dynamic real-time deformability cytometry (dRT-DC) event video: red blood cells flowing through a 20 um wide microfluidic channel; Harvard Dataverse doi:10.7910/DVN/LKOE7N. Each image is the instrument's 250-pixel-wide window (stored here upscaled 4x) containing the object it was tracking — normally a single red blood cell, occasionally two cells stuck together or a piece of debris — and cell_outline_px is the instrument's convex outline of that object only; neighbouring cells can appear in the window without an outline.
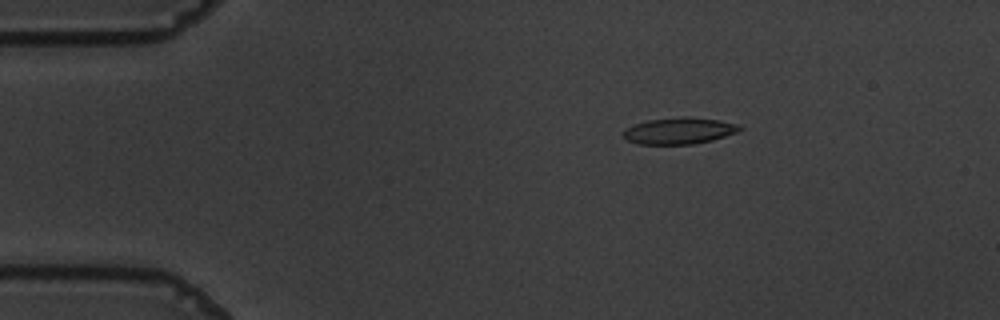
{"species": "common noctule bat (a hibernating species)", "species_latin": "Nyctalus noctula", "temperature_condition": "warm", "stored_images_in_passage": 47, "camera_frame_rate_fps": 3000, "um_per_image_px": 0.085, "animal": {"sex": "male", "body_mass_g": 19.5, "forearm_length_mm": 54.6}, "frame": {"image": 1, "passage_image": 1, "time_ms": 0.0, "image_size_px": [1000, 320], "cell_outline_px": [[744, 128], [736, 132], [712, 140], [692, 144], [636, 144], [628, 140], [624, 136], [624, 132], [628, 128], [636, 124], [648, 120], [684, 116], [688, 116], [716, 120], [740, 124]], "centroid_in_image_um": [57.76, 11.11], "position_along_channel_um": 27.2, "area_um2": 17.74}}
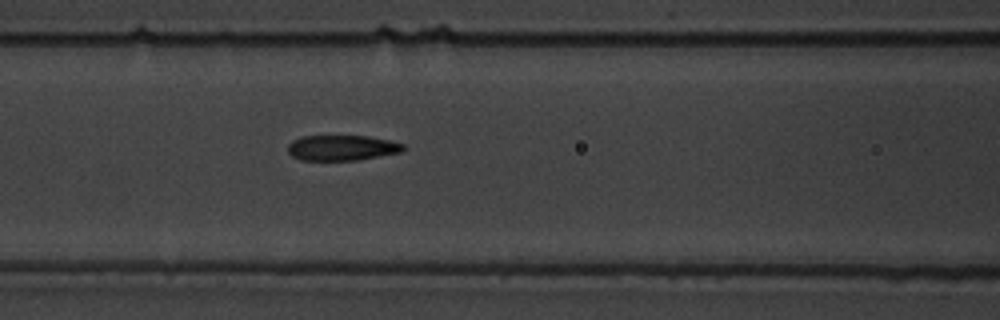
{"frame": {"image": 2, "passage_image": 15, "time_ms": 4.667, "image_size_px": [1000, 320], "cell_outline_px": [[404, 148], [400, 152], [356, 160], [300, 160], [292, 156], [288, 152], [288, 144], [292, 140], [300, 136], [368, 136], [388, 140], [404, 144]], "centroid_in_image_um": [29.01, 12.56], "position_along_channel_um": 137.6, "area_um2": 16.99}}
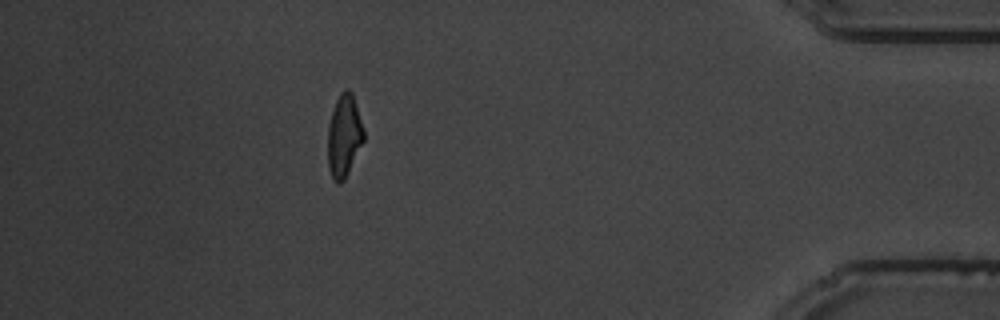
{"frame": {"image": 3, "passage_image": 41, "time_ms": 13.333, "image_size_px": [1000, 320], "cell_outline_px": [[364, 140], [344, 180], [340, 184], [336, 184], [332, 180], [328, 168], [328, 124], [336, 100], [340, 92], [344, 88], [348, 88], [352, 92], [364, 128]], "centroid_in_image_um": [29.24, 11.55], "position_along_channel_um": 406.0, "area_um2": 17.46}, "authors_computed_cell_mechanics": {"area_um2": 17.9758, "velocity_mm_per_s": 3.6602, "shape_relaxation_time_tau1_ms": 6.0241, "shape_relaxation_time_tau2_ms": 1.7813, "deformation_change_tau1": 0.2162, "deformation_change_tau2": 0.089}}